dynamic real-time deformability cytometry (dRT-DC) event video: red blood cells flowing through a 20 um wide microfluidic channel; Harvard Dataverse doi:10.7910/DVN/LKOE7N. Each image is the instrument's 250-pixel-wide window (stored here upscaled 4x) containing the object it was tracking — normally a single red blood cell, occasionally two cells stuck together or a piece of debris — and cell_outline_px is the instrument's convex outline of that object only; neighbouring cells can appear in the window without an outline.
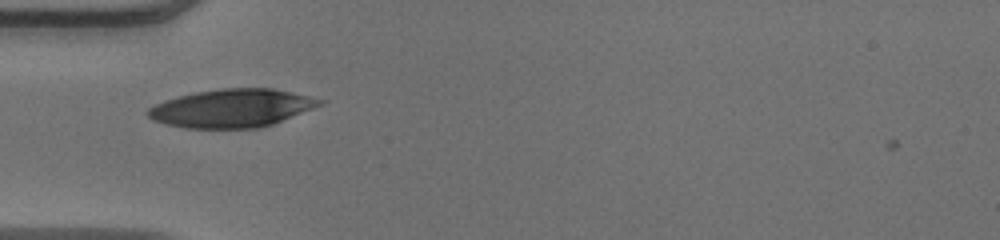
{"species": "human", "species_latin": "Homo sapiens", "temperature_condition": "warm", "stored_images_in_passage": 22, "camera_frame_rate_fps": 3000, "um_per_image_px": 0.085, "donor": {"sex": "male"}, "frame": {"image": 1, "passage_image": 1, "time_ms": 0.0, "image_size_px": [1000, 240], "cell_outline_px": [[328, 100], [324, 104], [272, 124], [260, 128], [184, 128], [164, 124], [152, 120], [144, 112], [148, 108], [164, 100], [196, 92], [220, 88], [272, 88], [292, 92]], "centroid_in_image_um": [19.71, 9.19], "position_along_channel_um": 65.3, "area_um2": 38.44}}
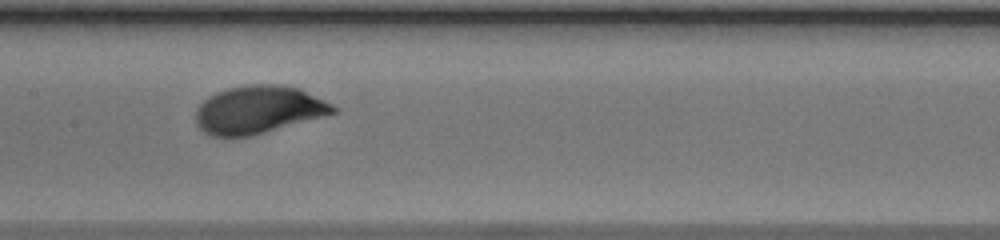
{"frame": {"image": 2, "passage_image": 10, "time_ms": 3.0, "image_size_px": [1000, 240], "cell_outline_px": [[336, 112], [324, 116], [252, 136], [208, 136], [196, 124], [196, 108], [208, 96], [216, 92], [228, 88], [248, 84], [280, 84], [300, 88], [332, 104], [336, 108]], "centroid_in_image_um": [21.94, 9.32], "position_along_channel_um": 185.5, "area_um2": 38.32}}
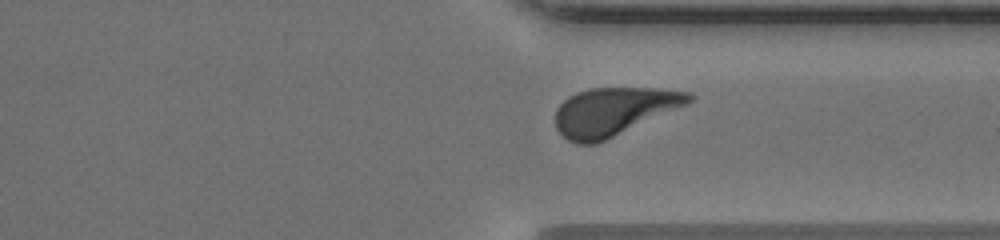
{"frame": {"image": 3, "passage_image": 20, "time_ms": 6.333, "image_size_px": [1000, 240], "cell_outline_px": [[696, 96], [688, 104], [596, 144], [576, 144], [568, 140], [556, 128], [556, 108], [568, 96], [576, 92], [588, 88], [656, 88], [692, 92]], "centroid_in_image_um": [52.17, 9.46], "position_along_channel_um": 359.2, "area_um2": 37.4}}